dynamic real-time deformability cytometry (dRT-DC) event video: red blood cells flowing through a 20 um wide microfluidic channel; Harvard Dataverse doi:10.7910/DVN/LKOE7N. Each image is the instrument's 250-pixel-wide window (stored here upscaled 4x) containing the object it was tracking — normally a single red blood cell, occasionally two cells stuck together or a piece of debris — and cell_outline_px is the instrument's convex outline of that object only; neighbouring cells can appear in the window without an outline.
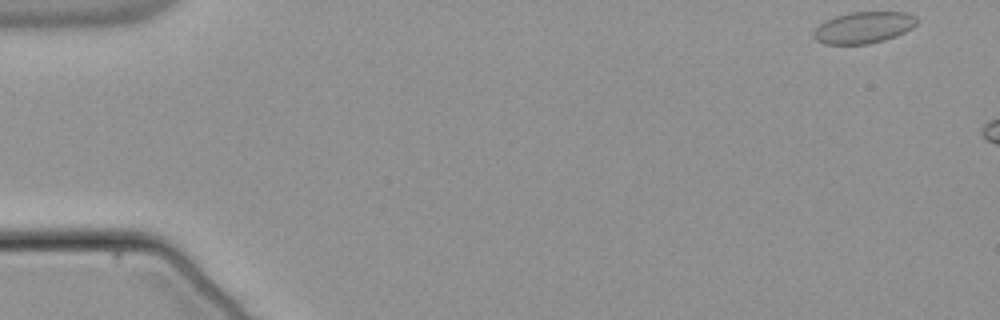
{"species": "common noctule bat (a hibernating species)", "species_latin": "Nyctalus noctula", "temperature_condition": "warm", "stored_images_in_passage": 9, "camera_frame_rate_fps": 3000, "um_per_image_px": 0.085, "animal": {"sex": "male", "body_mass_g": 21.5, "forearm_length_mm": 52.0}, "frame": {"image": 1, "passage_image": 1, "time_ms": 0.0, "image_size_px": [1000, 320], "cell_outline_px": [[916, 24], [912, 28], [896, 36], [884, 40], [868, 44], [824, 44], [816, 40], [812, 36], [816, 28], [824, 20], [836, 16], [852, 12], [908, 12], [916, 16]], "centroid_in_image_um": [73.4, 2.34], "position_along_channel_um": 11.6, "area_um2": 18.96}}